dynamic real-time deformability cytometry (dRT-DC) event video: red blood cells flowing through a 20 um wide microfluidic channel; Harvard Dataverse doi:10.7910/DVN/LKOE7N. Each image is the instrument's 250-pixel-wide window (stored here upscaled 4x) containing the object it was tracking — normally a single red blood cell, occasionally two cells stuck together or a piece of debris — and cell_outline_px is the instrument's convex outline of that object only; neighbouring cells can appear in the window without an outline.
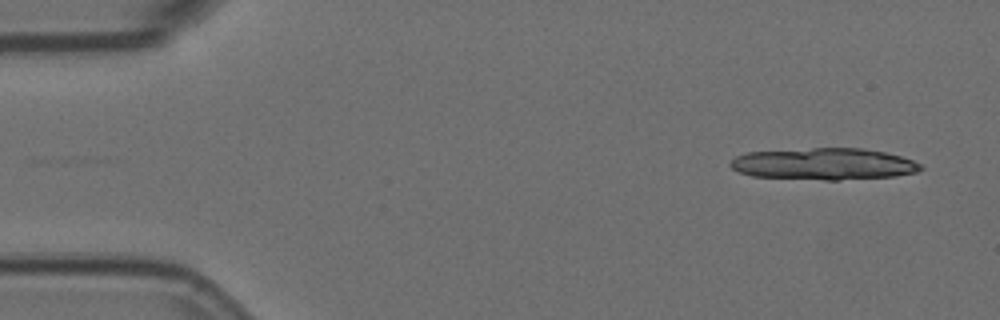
{"species": "Egyptian fruit bat (a non-hibernating species)", "species_latin": "Rousettus aegyptiacus", "temperature_condition": "room temperature", "stored_images_in_passage": 2, "camera_frame_rate_fps": 3000, "um_per_image_px": 0.085, "animal": {"sex": "female"}, "frame": {"image": 1, "passage_image": 1, "time_ms": 0.0, "image_size_px": [1000, 320], "cell_outline_px": [[924, 168], [916, 172], [896, 176], [840, 180], [824, 180], [752, 176], [740, 172], [732, 168], [728, 164], [736, 156], [748, 152], [812, 148], [864, 148], [884, 152], [900, 156], [912, 160], [920, 164]], "centroid_in_image_um": [70.03, 13.94], "position_along_channel_um": 15.0, "area_um2": 35.2}}